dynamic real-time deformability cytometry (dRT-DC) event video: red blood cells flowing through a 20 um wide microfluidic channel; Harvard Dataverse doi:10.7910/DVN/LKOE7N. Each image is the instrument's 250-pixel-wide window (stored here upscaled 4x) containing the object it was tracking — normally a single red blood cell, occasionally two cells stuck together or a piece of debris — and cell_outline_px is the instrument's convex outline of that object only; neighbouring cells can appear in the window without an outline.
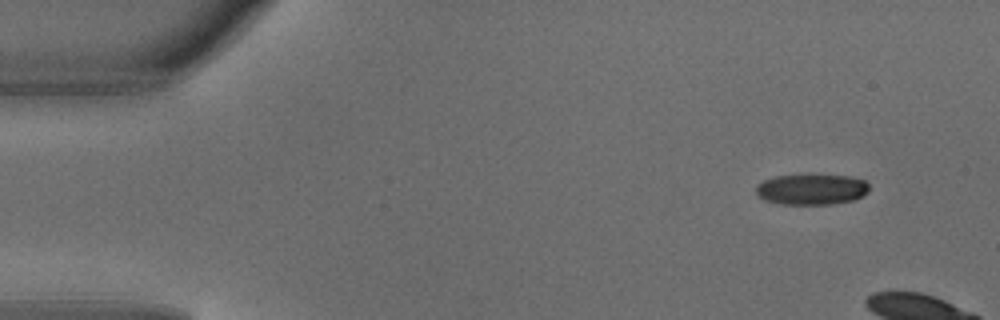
{"species": "common noctule bat (a hibernating species)", "species_latin": "Nyctalus noctula", "temperature_condition": "warm", "stored_images_in_passage": 5, "camera_frame_rate_fps": 3000, "um_per_image_px": 0.085, "animal": {"sex": "male", "body_mass_g": 18.8}, "frame": {"image": 1, "passage_image": 1, "time_ms": 0.0, "image_size_px": [1000, 320], "cell_outline_px": [[868, 192], [864, 196], [856, 200], [832, 204], [780, 204], [764, 200], [756, 196], [756, 184], [764, 180], [776, 176], [848, 176], [864, 180], [868, 184]], "centroid_in_image_um": [68.97, 16.12], "position_along_channel_um": 16.0, "area_um2": 20.17}}
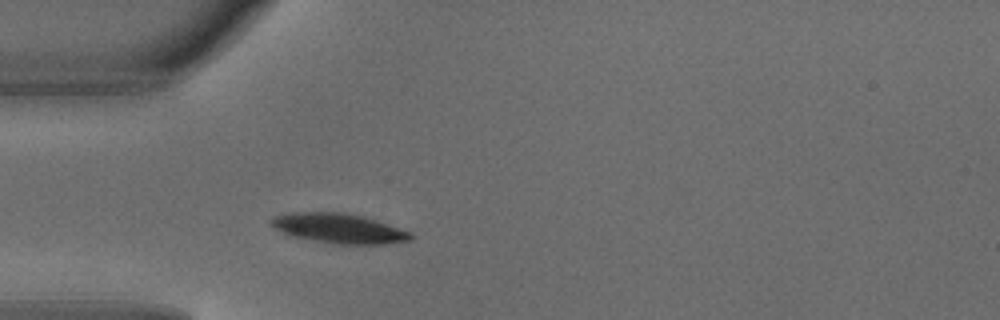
{"frame": {"image": 2, "passage_image": 5, "time_ms": 1.333, "image_size_px": [1000, 320], "cell_outline_px": [[416, 236], [412, 240], [384, 244], [336, 244], [292, 236], [272, 228], [268, 224], [268, 220], [272, 216], [284, 212], [344, 212], [364, 216], [412, 232]], "centroid_in_image_um": [28.76, 19.4], "position_along_channel_um": 56.2, "area_um2": 24.68}}